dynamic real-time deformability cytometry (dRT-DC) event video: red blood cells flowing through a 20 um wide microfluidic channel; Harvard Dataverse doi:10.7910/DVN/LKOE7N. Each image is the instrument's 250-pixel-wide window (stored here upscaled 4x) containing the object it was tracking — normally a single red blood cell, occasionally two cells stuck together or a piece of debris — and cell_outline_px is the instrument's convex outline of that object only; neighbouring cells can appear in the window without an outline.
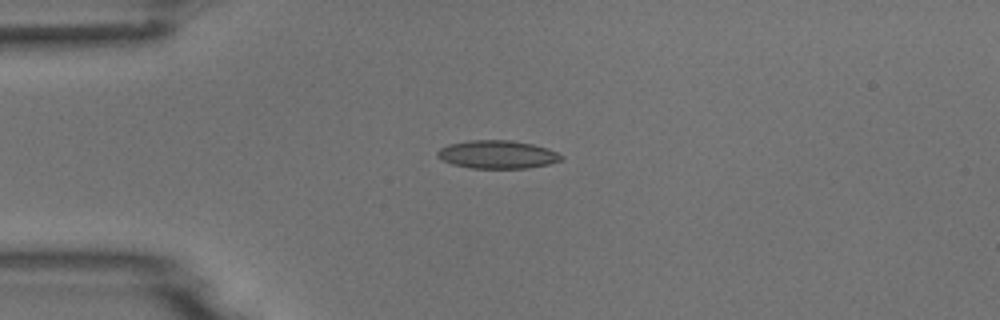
{"species": "common noctule bat (a hibernating species)", "species_latin": "Nyctalus noctula", "temperature_condition": "room temperature", "stored_images_in_passage": 2, "camera_frame_rate_fps": 3000, "um_per_image_px": 0.085, "animal": {"sex": "male", "body_mass_g": 18.8}, "frame": {"image": 1, "passage_image": 1, "time_ms": 0.0, "image_size_px": [1000, 320], "cell_outline_px": [[564, 156], [560, 160], [548, 164], [528, 168], [472, 168], [452, 164], [436, 156], [436, 152], [440, 148], [448, 144], [472, 140], [512, 140], [532, 144], [548, 148]], "centroid_in_image_um": [42.27, 13.12], "position_along_channel_um": 42.7, "area_um2": 20.23}}